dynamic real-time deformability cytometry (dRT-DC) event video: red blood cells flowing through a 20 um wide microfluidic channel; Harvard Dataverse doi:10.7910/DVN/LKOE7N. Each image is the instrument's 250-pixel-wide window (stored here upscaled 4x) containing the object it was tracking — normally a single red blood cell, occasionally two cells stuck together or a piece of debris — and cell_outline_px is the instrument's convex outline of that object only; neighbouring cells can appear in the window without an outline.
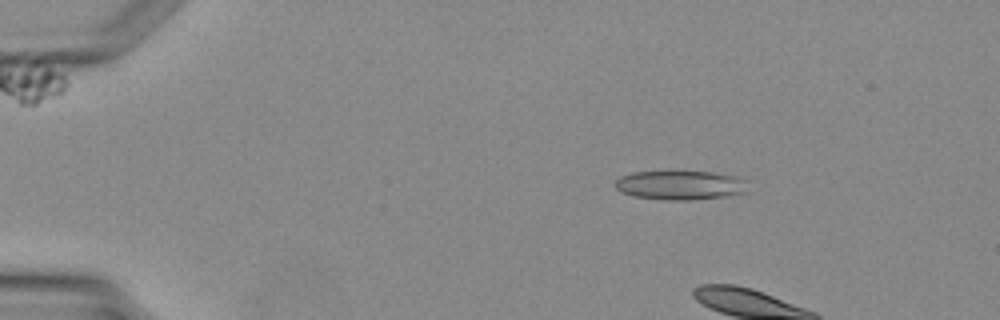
{"species": "Egyptian fruit bat (a non-hibernating species)", "species_latin": "Rousettus aegyptiacus", "temperature_condition": "warm", "stored_images_in_passage": 5, "segment_of_instrument_passage": [1, 2], "camera_frame_rate_fps": 3000, "um_per_image_px": 0.085, "animal": {"sex": "female"}, "frame": {"image": 1, "passage_image": 2, "time_ms": 2.0, "image_size_px": [1000, 320], "cell_outline_px": [[744, 192], [724, 196], [688, 200], [668, 200], [632, 196], [620, 192], [616, 188], [616, 180], [620, 176], [632, 172], [712, 172], [732, 176], [744, 180]], "centroid_in_image_um": [57.71, 15.74], "position_along_channel_um": 27.3, "area_um2": 22.02}}
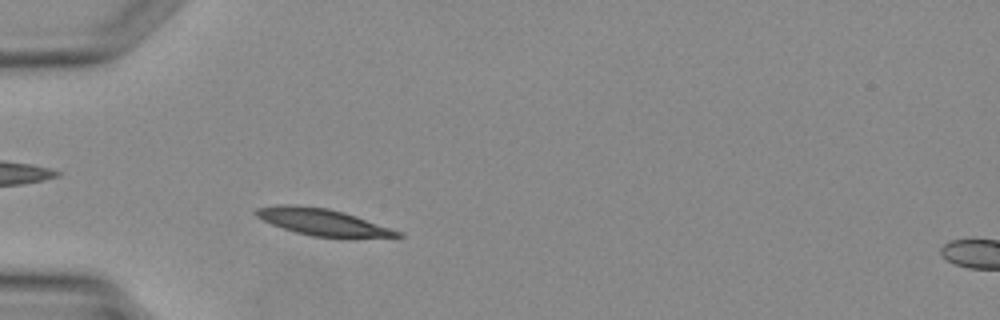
{"frame": {"image": 2, "passage_image": 4, "time_ms": 4.667, "image_size_px": [1000, 320], "cell_outline_px": [[404, 236], [312, 236], [296, 232], [272, 224], [256, 216], [252, 212], [256, 208], [276, 204], [292, 204], [328, 208], [344, 212], [404, 232]], "centroid_in_image_um": [27.35, 18.83], "position_along_channel_um": 57.6, "area_um2": 21.56}}